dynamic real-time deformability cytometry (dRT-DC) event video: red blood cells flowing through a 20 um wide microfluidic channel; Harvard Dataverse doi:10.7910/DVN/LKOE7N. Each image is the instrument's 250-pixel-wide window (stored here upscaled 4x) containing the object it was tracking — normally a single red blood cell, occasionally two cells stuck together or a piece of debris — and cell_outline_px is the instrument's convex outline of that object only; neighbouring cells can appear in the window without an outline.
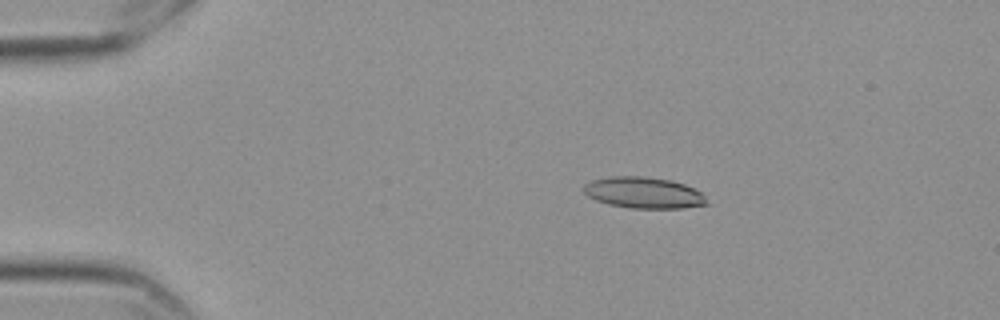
{"species": "Egyptian fruit bat (a non-hibernating species)", "species_latin": "Rousettus aegyptiacus", "temperature_condition": "cold", "stored_images_in_passage": 58, "camera_frame_rate_fps": 3000, "um_per_image_px": 0.085, "frame": {"image": 1, "passage_image": 11, "time_ms": 3.333, "image_size_px": [1000, 320], "cell_outline_px": [[708, 204], [684, 208], [632, 208], [608, 204], [596, 200], [588, 196], [584, 192], [584, 184], [592, 180], [612, 176], [640, 176], [672, 180], [684, 184], [700, 192], [704, 196]], "centroid_in_image_um": [54.7, 16.38], "position_along_channel_um": 30.3, "area_um2": 22.25}}
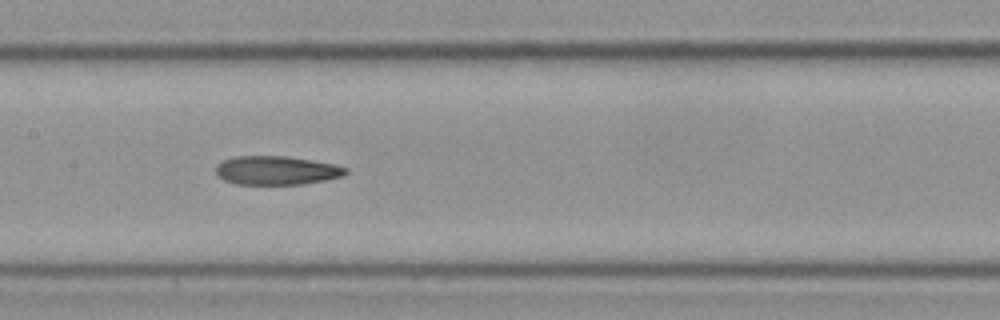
{"frame": {"image": 2, "passage_image": 29, "time_ms": 9.333, "image_size_px": [1000, 320], "cell_outline_px": [[348, 172], [344, 176], [304, 184], [236, 184], [224, 180], [216, 172], [216, 164], [224, 160], [236, 156], [284, 156], [336, 164], [348, 168]], "centroid_in_image_um": [23.53, 14.48], "position_along_channel_um": 183.9, "area_um2": 21.73}}
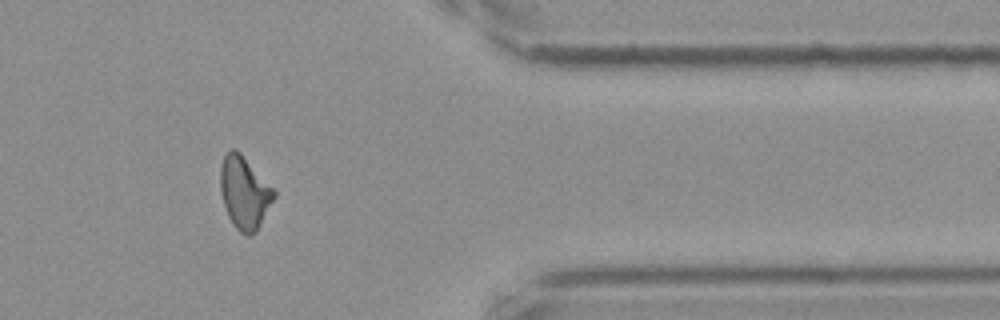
{"frame": {"image": 3, "passage_image": 48, "time_ms": 15.667, "image_size_px": [1000, 320], "cell_outline_px": [[276, 196], [256, 232], [252, 236], [248, 236], [240, 232], [236, 228], [228, 216], [220, 192], [220, 168], [224, 156], [232, 148], [236, 148], [240, 152], [276, 192]], "centroid_in_image_um": [20.77, 16.39], "position_along_channel_um": 390.6, "area_um2": 22.48}, "authors_computed_cell_mechanics": {"area_um2": 22.0796, "velocity_mm_per_s": 3.5491, "shape_relaxation_time_tau1_ms": null, "shape_relaxation_time_tau2_ms": 7.2149, "deformation_change_tau1": null, "deformation_change_tau2": 0.1667}}